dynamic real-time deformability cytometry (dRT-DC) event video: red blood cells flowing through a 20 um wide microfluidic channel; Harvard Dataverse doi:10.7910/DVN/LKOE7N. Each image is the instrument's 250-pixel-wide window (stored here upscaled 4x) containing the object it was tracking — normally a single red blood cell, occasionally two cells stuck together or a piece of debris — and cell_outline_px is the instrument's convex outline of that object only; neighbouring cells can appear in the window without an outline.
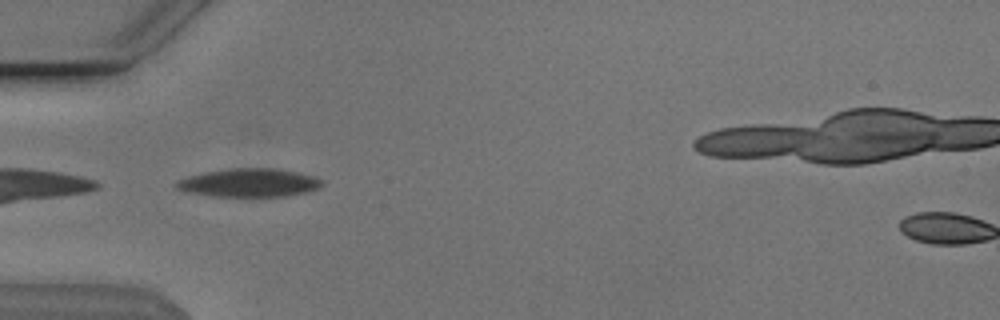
{"species": "Egyptian fruit bat (a non-hibernating species)", "species_latin": "Rousettus aegyptiacus", "temperature_condition": "cold", "stored_images_in_passage": 35, "camera_frame_rate_fps": 3000, "um_per_image_px": 0.085, "animal": {"sex": "male"}, "frame": {"image": 1, "passage_image": 1, "time_ms": 0.0, "image_size_px": [1000, 320], "cell_outline_px": [[324, 184], [308, 192], [288, 196], [212, 196], [192, 192], [176, 188], [176, 180], [188, 176], [204, 172], [232, 168], [272, 168], [296, 172], [312, 176], [320, 180]], "centroid_in_image_um": [21.17, 15.53], "position_along_channel_um": 63.8, "area_um2": 23.76}}
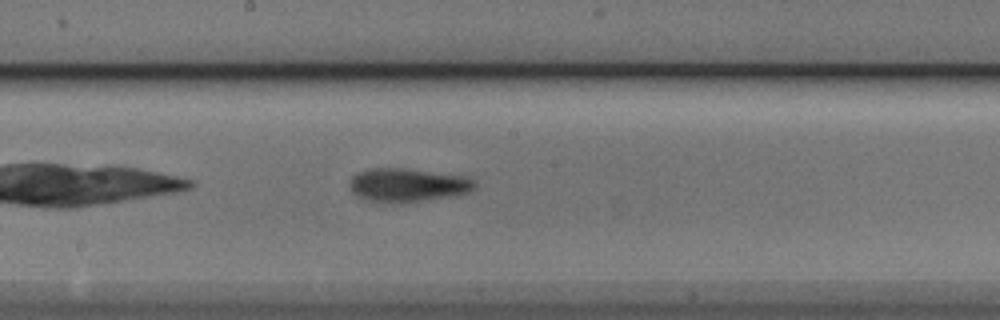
{"frame": {"image": 2, "passage_image": 13, "time_ms": 4.0, "image_size_px": [1000, 320], "cell_outline_px": [[476, 188], [468, 192], [452, 196], [400, 204], [384, 204], [368, 200], [356, 196], [352, 192], [348, 184], [352, 176], [356, 172], [372, 168], [404, 168], [464, 176], [476, 180]], "centroid_in_image_um": [34.61, 15.75], "position_along_channel_um": 213.6, "area_um2": 24.97}}
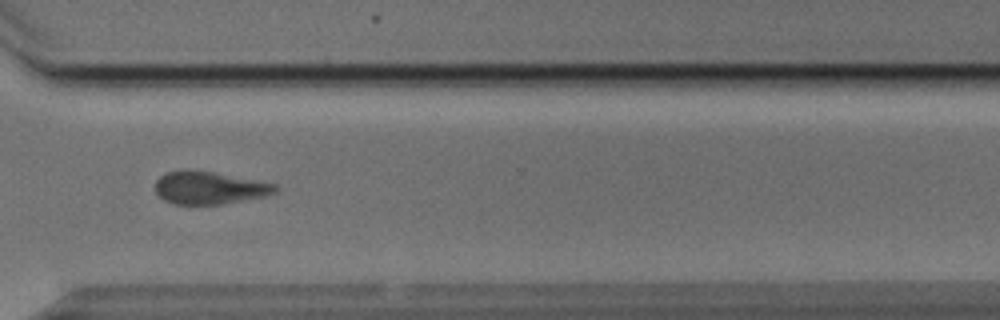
{"frame": {"image": 3, "passage_image": 24, "time_ms": 7.667, "image_size_px": [1000, 320], "cell_outline_px": [[280, 188], [276, 192], [268, 196], [224, 204], [172, 204], [164, 200], [156, 192], [156, 180], [160, 176], [168, 172], [212, 172], [276, 184]], "centroid_in_image_um": [17.86, 16.01], "position_along_channel_um": 352.7, "area_um2": 22.37}}